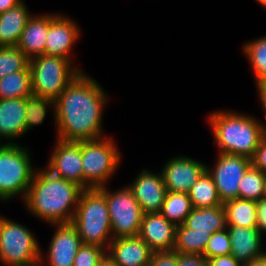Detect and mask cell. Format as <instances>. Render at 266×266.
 Returning <instances> with one entry per match:
<instances>
[{
    "instance_id": "23",
    "label": "cell",
    "mask_w": 266,
    "mask_h": 266,
    "mask_svg": "<svg viewBox=\"0 0 266 266\" xmlns=\"http://www.w3.org/2000/svg\"><path fill=\"white\" fill-rule=\"evenodd\" d=\"M227 225L257 227L256 201L236 198L223 203Z\"/></svg>"
},
{
    "instance_id": "2",
    "label": "cell",
    "mask_w": 266,
    "mask_h": 266,
    "mask_svg": "<svg viewBox=\"0 0 266 266\" xmlns=\"http://www.w3.org/2000/svg\"><path fill=\"white\" fill-rule=\"evenodd\" d=\"M84 189L75 182L38 168L29 186L24 207L32 216L51 224L71 223Z\"/></svg>"
},
{
    "instance_id": "5",
    "label": "cell",
    "mask_w": 266,
    "mask_h": 266,
    "mask_svg": "<svg viewBox=\"0 0 266 266\" xmlns=\"http://www.w3.org/2000/svg\"><path fill=\"white\" fill-rule=\"evenodd\" d=\"M29 147L21 144H0V202L20 197L22 202L37 170Z\"/></svg>"
},
{
    "instance_id": "24",
    "label": "cell",
    "mask_w": 266,
    "mask_h": 266,
    "mask_svg": "<svg viewBox=\"0 0 266 266\" xmlns=\"http://www.w3.org/2000/svg\"><path fill=\"white\" fill-rule=\"evenodd\" d=\"M33 95L30 66L0 79V99L27 98Z\"/></svg>"
},
{
    "instance_id": "40",
    "label": "cell",
    "mask_w": 266,
    "mask_h": 266,
    "mask_svg": "<svg viewBox=\"0 0 266 266\" xmlns=\"http://www.w3.org/2000/svg\"><path fill=\"white\" fill-rule=\"evenodd\" d=\"M23 0H0V13L6 12L7 10L16 7Z\"/></svg>"
},
{
    "instance_id": "38",
    "label": "cell",
    "mask_w": 266,
    "mask_h": 266,
    "mask_svg": "<svg viewBox=\"0 0 266 266\" xmlns=\"http://www.w3.org/2000/svg\"><path fill=\"white\" fill-rule=\"evenodd\" d=\"M208 266H243L231 254L221 255L208 259Z\"/></svg>"
},
{
    "instance_id": "12",
    "label": "cell",
    "mask_w": 266,
    "mask_h": 266,
    "mask_svg": "<svg viewBox=\"0 0 266 266\" xmlns=\"http://www.w3.org/2000/svg\"><path fill=\"white\" fill-rule=\"evenodd\" d=\"M81 37L79 24L65 13H50V25L45 43V55L69 59L72 63V50Z\"/></svg>"
},
{
    "instance_id": "21",
    "label": "cell",
    "mask_w": 266,
    "mask_h": 266,
    "mask_svg": "<svg viewBox=\"0 0 266 266\" xmlns=\"http://www.w3.org/2000/svg\"><path fill=\"white\" fill-rule=\"evenodd\" d=\"M183 224L200 234H213L228 227L223 204L212 208L193 207Z\"/></svg>"
},
{
    "instance_id": "43",
    "label": "cell",
    "mask_w": 266,
    "mask_h": 266,
    "mask_svg": "<svg viewBox=\"0 0 266 266\" xmlns=\"http://www.w3.org/2000/svg\"><path fill=\"white\" fill-rule=\"evenodd\" d=\"M255 1L259 3L261 7L263 6V8L266 9V0H255Z\"/></svg>"
},
{
    "instance_id": "26",
    "label": "cell",
    "mask_w": 266,
    "mask_h": 266,
    "mask_svg": "<svg viewBox=\"0 0 266 266\" xmlns=\"http://www.w3.org/2000/svg\"><path fill=\"white\" fill-rule=\"evenodd\" d=\"M193 206L187 193L167 191L160 213L174 225H182Z\"/></svg>"
},
{
    "instance_id": "31",
    "label": "cell",
    "mask_w": 266,
    "mask_h": 266,
    "mask_svg": "<svg viewBox=\"0 0 266 266\" xmlns=\"http://www.w3.org/2000/svg\"><path fill=\"white\" fill-rule=\"evenodd\" d=\"M29 58L17 46H0V79L10 73L25 70Z\"/></svg>"
},
{
    "instance_id": "42",
    "label": "cell",
    "mask_w": 266,
    "mask_h": 266,
    "mask_svg": "<svg viewBox=\"0 0 266 266\" xmlns=\"http://www.w3.org/2000/svg\"><path fill=\"white\" fill-rule=\"evenodd\" d=\"M243 266H266V254L262 257L256 258Z\"/></svg>"
},
{
    "instance_id": "4",
    "label": "cell",
    "mask_w": 266,
    "mask_h": 266,
    "mask_svg": "<svg viewBox=\"0 0 266 266\" xmlns=\"http://www.w3.org/2000/svg\"><path fill=\"white\" fill-rule=\"evenodd\" d=\"M71 224L83 244L100 246L107 251L113 240L112 225L106 197L98 188L81 192Z\"/></svg>"
},
{
    "instance_id": "9",
    "label": "cell",
    "mask_w": 266,
    "mask_h": 266,
    "mask_svg": "<svg viewBox=\"0 0 266 266\" xmlns=\"http://www.w3.org/2000/svg\"><path fill=\"white\" fill-rule=\"evenodd\" d=\"M106 197L113 238L138 236L143 211L128 185L117 190L98 188Z\"/></svg>"
},
{
    "instance_id": "3",
    "label": "cell",
    "mask_w": 266,
    "mask_h": 266,
    "mask_svg": "<svg viewBox=\"0 0 266 266\" xmlns=\"http://www.w3.org/2000/svg\"><path fill=\"white\" fill-rule=\"evenodd\" d=\"M208 123L217 152L252 158L266 134L261 119L237 110H215L208 115Z\"/></svg>"
},
{
    "instance_id": "36",
    "label": "cell",
    "mask_w": 266,
    "mask_h": 266,
    "mask_svg": "<svg viewBox=\"0 0 266 266\" xmlns=\"http://www.w3.org/2000/svg\"><path fill=\"white\" fill-rule=\"evenodd\" d=\"M178 266H208V260L199 254L178 253Z\"/></svg>"
},
{
    "instance_id": "25",
    "label": "cell",
    "mask_w": 266,
    "mask_h": 266,
    "mask_svg": "<svg viewBox=\"0 0 266 266\" xmlns=\"http://www.w3.org/2000/svg\"><path fill=\"white\" fill-rule=\"evenodd\" d=\"M194 208H212L222 205L212 176L206 170L188 193Z\"/></svg>"
},
{
    "instance_id": "6",
    "label": "cell",
    "mask_w": 266,
    "mask_h": 266,
    "mask_svg": "<svg viewBox=\"0 0 266 266\" xmlns=\"http://www.w3.org/2000/svg\"><path fill=\"white\" fill-rule=\"evenodd\" d=\"M110 137L81 141L83 189L106 186L121 165V151Z\"/></svg>"
},
{
    "instance_id": "18",
    "label": "cell",
    "mask_w": 266,
    "mask_h": 266,
    "mask_svg": "<svg viewBox=\"0 0 266 266\" xmlns=\"http://www.w3.org/2000/svg\"><path fill=\"white\" fill-rule=\"evenodd\" d=\"M227 230L231 243V255L242 265L266 254V250L262 248L263 236L257 227L228 225Z\"/></svg>"
},
{
    "instance_id": "1",
    "label": "cell",
    "mask_w": 266,
    "mask_h": 266,
    "mask_svg": "<svg viewBox=\"0 0 266 266\" xmlns=\"http://www.w3.org/2000/svg\"><path fill=\"white\" fill-rule=\"evenodd\" d=\"M105 91L87 72H80L55 100V138L81 142L108 136L102 127L109 102Z\"/></svg>"
},
{
    "instance_id": "15",
    "label": "cell",
    "mask_w": 266,
    "mask_h": 266,
    "mask_svg": "<svg viewBox=\"0 0 266 266\" xmlns=\"http://www.w3.org/2000/svg\"><path fill=\"white\" fill-rule=\"evenodd\" d=\"M128 184L143 213L160 212L167 193L162 172L142 168Z\"/></svg>"
},
{
    "instance_id": "13",
    "label": "cell",
    "mask_w": 266,
    "mask_h": 266,
    "mask_svg": "<svg viewBox=\"0 0 266 266\" xmlns=\"http://www.w3.org/2000/svg\"><path fill=\"white\" fill-rule=\"evenodd\" d=\"M160 171L167 191L189 193L192 185L206 171V164L188 156L170 157Z\"/></svg>"
},
{
    "instance_id": "39",
    "label": "cell",
    "mask_w": 266,
    "mask_h": 266,
    "mask_svg": "<svg viewBox=\"0 0 266 266\" xmlns=\"http://www.w3.org/2000/svg\"><path fill=\"white\" fill-rule=\"evenodd\" d=\"M255 87L257 89V96L259 98V103L261 105V109L263 110L264 113V118L266 120V81H259L255 83ZM263 128L266 132V122L261 121Z\"/></svg>"
},
{
    "instance_id": "28",
    "label": "cell",
    "mask_w": 266,
    "mask_h": 266,
    "mask_svg": "<svg viewBox=\"0 0 266 266\" xmlns=\"http://www.w3.org/2000/svg\"><path fill=\"white\" fill-rule=\"evenodd\" d=\"M211 235L195 233L193 229L187 228L184 224L178 225L176 228L174 251L182 254L203 255Z\"/></svg>"
},
{
    "instance_id": "19",
    "label": "cell",
    "mask_w": 266,
    "mask_h": 266,
    "mask_svg": "<svg viewBox=\"0 0 266 266\" xmlns=\"http://www.w3.org/2000/svg\"><path fill=\"white\" fill-rule=\"evenodd\" d=\"M107 252L118 266H149L153 253L139 236L113 238Z\"/></svg>"
},
{
    "instance_id": "17",
    "label": "cell",
    "mask_w": 266,
    "mask_h": 266,
    "mask_svg": "<svg viewBox=\"0 0 266 266\" xmlns=\"http://www.w3.org/2000/svg\"><path fill=\"white\" fill-rule=\"evenodd\" d=\"M25 121V98L0 99V144H18L26 134Z\"/></svg>"
},
{
    "instance_id": "34",
    "label": "cell",
    "mask_w": 266,
    "mask_h": 266,
    "mask_svg": "<svg viewBox=\"0 0 266 266\" xmlns=\"http://www.w3.org/2000/svg\"><path fill=\"white\" fill-rule=\"evenodd\" d=\"M149 266H178V253L174 250L153 252Z\"/></svg>"
},
{
    "instance_id": "41",
    "label": "cell",
    "mask_w": 266,
    "mask_h": 266,
    "mask_svg": "<svg viewBox=\"0 0 266 266\" xmlns=\"http://www.w3.org/2000/svg\"><path fill=\"white\" fill-rule=\"evenodd\" d=\"M97 266H118L114 259L106 251L104 255L100 258Z\"/></svg>"
},
{
    "instance_id": "29",
    "label": "cell",
    "mask_w": 266,
    "mask_h": 266,
    "mask_svg": "<svg viewBox=\"0 0 266 266\" xmlns=\"http://www.w3.org/2000/svg\"><path fill=\"white\" fill-rule=\"evenodd\" d=\"M49 109L55 121V101L36 95L25 98L26 134L44 122Z\"/></svg>"
},
{
    "instance_id": "35",
    "label": "cell",
    "mask_w": 266,
    "mask_h": 266,
    "mask_svg": "<svg viewBox=\"0 0 266 266\" xmlns=\"http://www.w3.org/2000/svg\"><path fill=\"white\" fill-rule=\"evenodd\" d=\"M251 163L254 168L266 174V134L261 138Z\"/></svg>"
},
{
    "instance_id": "32",
    "label": "cell",
    "mask_w": 266,
    "mask_h": 266,
    "mask_svg": "<svg viewBox=\"0 0 266 266\" xmlns=\"http://www.w3.org/2000/svg\"><path fill=\"white\" fill-rule=\"evenodd\" d=\"M231 254V243L227 229L215 232L208 240L203 256L209 258Z\"/></svg>"
},
{
    "instance_id": "10",
    "label": "cell",
    "mask_w": 266,
    "mask_h": 266,
    "mask_svg": "<svg viewBox=\"0 0 266 266\" xmlns=\"http://www.w3.org/2000/svg\"><path fill=\"white\" fill-rule=\"evenodd\" d=\"M215 164L206 166L222 203L238 198L239 182L252 166L251 158L218 152Z\"/></svg>"
},
{
    "instance_id": "7",
    "label": "cell",
    "mask_w": 266,
    "mask_h": 266,
    "mask_svg": "<svg viewBox=\"0 0 266 266\" xmlns=\"http://www.w3.org/2000/svg\"><path fill=\"white\" fill-rule=\"evenodd\" d=\"M29 66L33 95L53 101L84 71L69 59L45 54L31 58Z\"/></svg>"
},
{
    "instance_id": "16",
    "label": "cell",
    "mask_w": 266,
    "mask_h": 266,
    "mask_svg": "<svg viewBox=\"0 0 266 266\" xmlns=\"http://www.w3.org/2000/svg\"><path fill=\"white\" fill-rule=\"evenodd\" d=\"M176 228L160 212L145 213L138 236L153 252L174 250Z\"/></svg>"
},
{
    "instance_id": "27",
    "label": "cell",
    "mask_w": 266,
    "mask_h": 266,
    "mask_svg": "<svg viewBox=\"0 0 266 266\" xmlns=\"http://www.w3.org/2000/svg\"><path fill=\"white\" fill-rule=\"evenodd\" d=\"M242 51L253 71L255 83L266 81V35L244 42Z\"/></svg>"
},
{
    "instance_id": "14",
    "label": "cell",
    "mask_w": 266,
    "mask_h": 266,
    "mask_svg": "<svg viewBox=\"0 0 266 266\" xmlns=\"http://www.w3.org/2000/svg\"><path fill=\"white\" fill-rule=\"evenodd\" d=\"M56 140L45 168L54 175L75 182L83 188L81 142Z\"/></svg>"
},
{
    "instance_id": "30",
    "label": "cell",
    "mask_w": 266,
    "mask_h": 266,
    "mask_svg": "<svg viewBox=\"0 0 266 266\" xmlns=\"http://www.w3.org/2000/svg\"><path fill=\"white\" fill-rule=\"evenodd\" d=\"M265 174L251 166L239 182L238 198L259 201L263 198Z\"/></svg>"
},
{
    "instance_id": "44",
    "label": "cell",
    "mask_w": 266,
    "mask_h": 266,
    "mask_svg": "<svg viewBox=\"0 0 266 266\" xmlns=\"http://www.w3.org/2000/svg\"><path fill=\"white\" fill-rule=\"evenodd\" d=\"M263 198L266 199V174H265V182H264V193H263Z\"/></svg>"
},
{
    "instance_id": "37",
    "label": "cell",
    "mask_w": 266,
    "mask_h": 266,
    "mask_svg": "<svg viewBox=\"0 0 266 266\" xmlns=\"http://www.w3.org/2000/svg\"><path fill=\"white\" fill-rule=\"evenodd\" d=\"M257 209V229L260 234L266 235V199L262 198L256 201Z\"/></svg>"
},
{
    "instance_id": "20",
    "label": "cell",
    "mask_w": 266,
    "mask_h": 266,
    "mask_svg": "<svg viewBox=\"0 0 266 266\" xmlns=\"http://www.w3.org/2000/svg\"><path fill=\"white\" fill-rule=\"evenodd\" d=\"M50 25V13L35 14L27 20L17 47L29 58L44 54L46 37Z\"/></svg>"
},
{
    "instance_id": "22",
    "label": "cell",
    "mask_w": 266,
    "mask_h": 266,
    "mask_svg": "<svg viewBox=\"0 0 266 266\" xmlns=\"http://www.w3.org/2000/svg\"><path fill=\"white\" fill-rule=\"evenodd\" d=\"M25 1L0 13V46H16L27 20L32 16Z\"/></svg>"
},
{
    "instance_id": "33",
    "label": "cell",
    "mask_w": 266,
    "mask_h": 266,
    "mask_svg": "<svg viewBox=\"0 0 266 266\" xmlns=\"http://www.w3.org/2000/svg\"><path fill=\"white\" fill-rule=\"evenodd\" d=\"M106 250L100 246L85 245L79 248L73 266H97Z\"/></svg>"
},
{
    "instance_id": "8",
    "label": "cell",
    "mask_w": 266,
    "mask_h": 266,
    "mask_svg": "<svg viewBox=\"0 0 266 266\" xmlns=\"http://www.w3.org/2000/svg\"><path fill=\"white\" fill-rule=\"evenodd\" d=\"M33 231L0 214V263L4 266H39L41 247Z\"/></svg>"
},
{
    "instance_id": "11",
    "label": "cell",
    "mask_w": 266,
    "mask_h": 266,
    "mask_svg": "<svg viewBox=\"0 0 266 266\" xmlns=\"http://www.w3.org/2000/svg\"><path fill=\"white\" fill-rule=\"evenodd\" d=\"M51 227H55L53 238L45 255L41 249L39 266H73L75 256L83 244L79 233L71 223L51 224Z\"/></svg>"
}]
</instances>
